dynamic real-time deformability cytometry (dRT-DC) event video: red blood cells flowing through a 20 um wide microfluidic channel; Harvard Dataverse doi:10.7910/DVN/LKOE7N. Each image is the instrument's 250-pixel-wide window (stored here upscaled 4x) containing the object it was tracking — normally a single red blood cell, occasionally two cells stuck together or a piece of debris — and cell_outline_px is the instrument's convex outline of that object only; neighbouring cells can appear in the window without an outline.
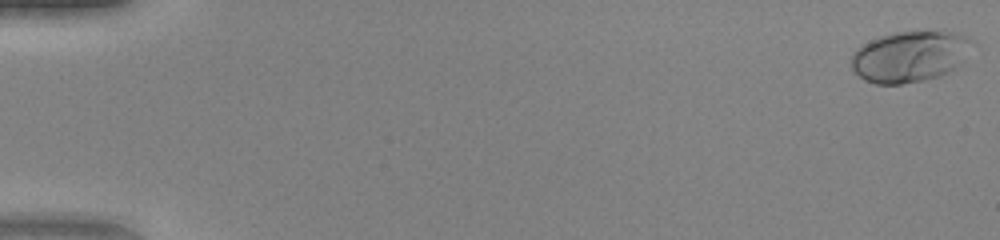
{"species": "human", "species_latin": "Homo sapiens", "temperature_condition": "warm", "stored_images_in_passage": 51, "camera_frame_rate_fps": 3000, "um_per_image_px": 0.085, "donor": {"sex": "female"}, "frame": {"image": 1, "passage_image": 1, "time_ms": 0.0, "image_size_px": [1000, 240], "cell_outline_px": [[972, 40], [960, 60], [948, 72], [940, 76], [924, 80], [900, 84], [876, 84], [864, 80], [852, 68], [852, 56], [856, 48], [880, 36], [896, 32], [944, 28], [964, 36]], "centroid_in_image_um": [77.29, 4.76], "position_along_channel_um": 7.7, "area_um2": 35.72}}
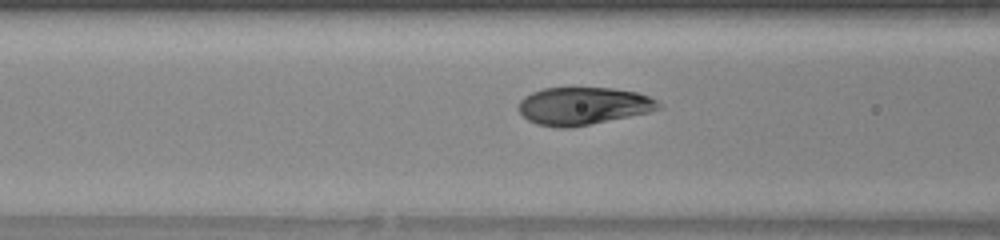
{"frame": {"image": 2, "passage_image": 22, "time_ms": 7.0, "image_size_px": [1000, 240], "cell_outline_px": [[664, 108], [648, 112], [568, 128], [556, 128], [536, 124], [528, 120], [516, 108], [520, 100], [524, 96], [532, 92], [544, 88], [612, 88], [636, 92], [648, 96], [656, 100]], "centroid_in_image_um": [49.53, 9.0], "position_along_channel_um": 117.1, "area_um2": 30.58}}
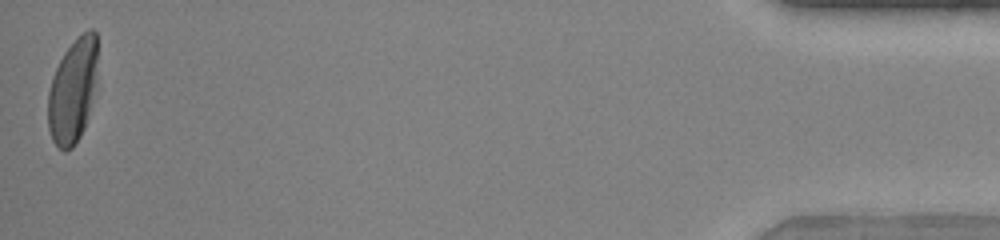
{"frame": {"image": 3, "passage_image": 51, "time_ms": 16.667, "image_size_px": [1000, 240], "cell_outline_px": [[96, 84], [84, 128], [80, 136], [72, 148], [64, 152], [52, 140], [48, 128], [48, 92], [52, 76], [64, 52], [88, 28], [92, 28], [96, 32]], "centroid_in_image_um": [6.17, 7.74], "position_along_channel_um": 429.0, "area_um2": 29.82}, "authors_computed_cell_mechanics": {"area_um2": 32.0212, "velocity_mm_per_s": 4.1052, "shape_relaxation_time_tau1_ms": 2.9519, "shape_relaxation_time_tau2_ms": null, "deformation_change_tau1": 0.173, "deformation_change_tau2": null}}